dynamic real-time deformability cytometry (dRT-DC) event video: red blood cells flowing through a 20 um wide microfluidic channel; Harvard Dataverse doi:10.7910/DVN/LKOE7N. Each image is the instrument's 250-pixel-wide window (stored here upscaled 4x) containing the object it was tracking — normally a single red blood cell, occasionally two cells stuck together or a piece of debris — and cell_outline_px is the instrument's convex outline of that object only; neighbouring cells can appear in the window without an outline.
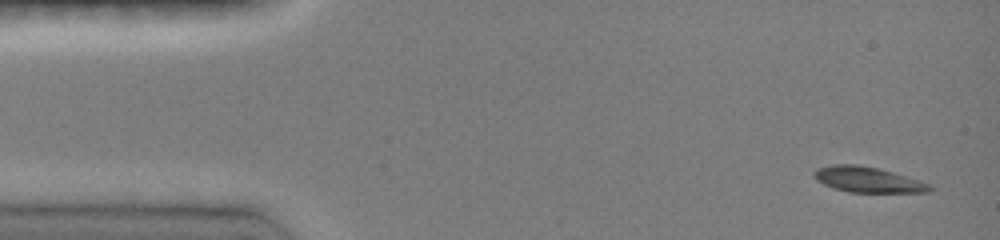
{"species": "common noctule bat (a hibernating species)", "species_latin": "Nyctalus noctula", "temperature_condition": "room temperature", "stored_images_in_passage": 7, "camera_frame_rate_fps": 3000, "um_per_image_px": 0.085, "animal": {"sex": "female", "body_mass_g": 19.0, "forearm_length_mm": 51.5}, "frame": {"image": 1, "passage_image": 1, "time_ms": 0.0, "image_size_px": [1000, 240], "cell_outline_px": [[932, 188], [928, 192], [848, 192], [832, 188], [816, 180], [812, 176], [812, 172], [816, 168], [832, 164], [856, 164], [876, 168], [892, 172], [920, 180], [932, 184]], "centroid_in_image_um": [73.71, 15.26], "position_along_channel_um": 11.3, "area_um2": 17.28}}